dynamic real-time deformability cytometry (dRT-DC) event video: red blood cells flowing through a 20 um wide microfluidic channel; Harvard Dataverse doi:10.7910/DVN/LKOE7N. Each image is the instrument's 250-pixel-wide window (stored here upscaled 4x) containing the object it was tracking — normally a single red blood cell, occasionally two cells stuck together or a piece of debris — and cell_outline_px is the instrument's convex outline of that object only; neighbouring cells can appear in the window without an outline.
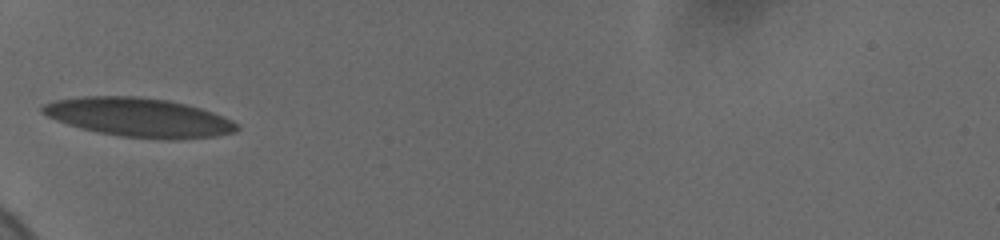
{"species": "human", "species_latin": "Homo sapiens", "temperature_condition": "cold", "stored_images_in_passage": 9, "camera_frame_rate_fps": 3000, "um_per_image_px": 0.085, "donor": {"sex": "female"}, "frame": {"image": 1, "passage_image": 6, "time_ms": 5.0, "image_size_px": [1000, 240], "cell_outline_px": [[240, 128], [236, 132], [216, 136], [176, 140], [164, 140], [120, 136], [96, 132], [80, 128], [56, 120], [40, 112], [40, 108], [44, 104], [56, 100], [84, 96], [132, 96], [168, 100], [200, 108], [212, 112], [232, 120]], "centroid_in_image_um": [11.81, 9.99], "position_along_channel_um": 73.2, "area_um2": 44.16}}
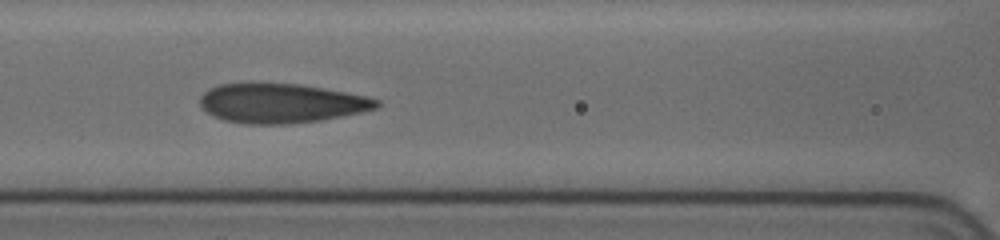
{"frame": {"image": 2, "passage_image": 8, "time_ms": 7.0, "image_size_px": [1000, 240], "cell_outline_px": [[380, 104], [376, 108], [364, 112], [320, 120], [288, 124], [244, 124], [224, 120], [212, 116], [200, 104], [200, 96], [204, 92], [220, 84], [252, 80], [296, 84], [344, 92], [364, 96], [380, 100]], "centroid_in_image_um": [23.84, 8.75], "position_along_channel_um": 142.8, "area_um2": 41.15}}
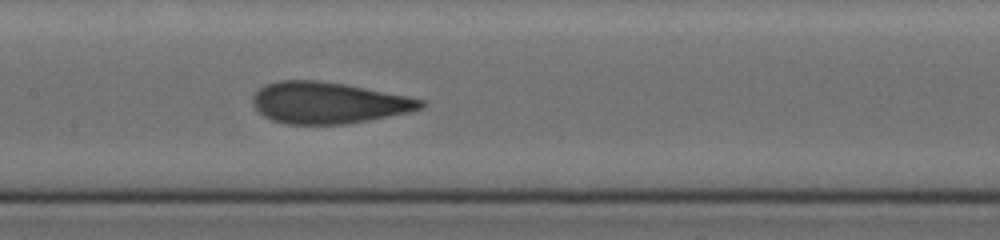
{"frame": {"image": 3, "passage_image": 9, "time_ms": 8.0, "image_size_px": [1000, 240], "cell_outline_px": [[424, 104], [420, 108], [408, 112], [368, 120], [344, 124], [288, 124], [272, 120], [264, 116], [252, 104], [252, 96], [264, 84], [280, 80], [316, 80], [344, 84], [408, 96], [424, 100]], "centroid_in_image_um": [27.86, 8.73], "position_along_channel_um": 179.5, "area_um2": 40.29}}